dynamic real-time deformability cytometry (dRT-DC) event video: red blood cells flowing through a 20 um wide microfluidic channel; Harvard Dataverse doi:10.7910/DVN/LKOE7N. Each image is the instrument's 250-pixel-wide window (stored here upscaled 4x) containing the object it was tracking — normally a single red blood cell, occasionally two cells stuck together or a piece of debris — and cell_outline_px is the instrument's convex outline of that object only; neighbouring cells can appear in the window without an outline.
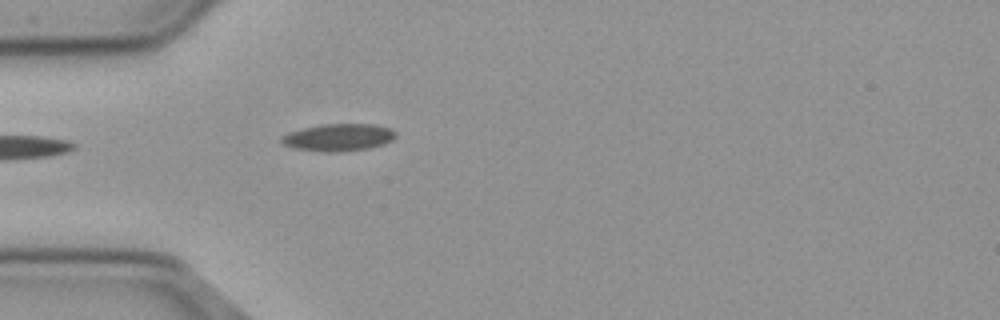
{"species": "common noctule bat (a hibernating species)", "species_latin": "Nyctalus noctula", "temperature_condition": "cold", "stored_images_in_passage": 5, "camera_frame_rate_fps": 3000, "um_per_image_px": 0.085, "animal": {"sex": "male", "body_mass_g": 23.1, "forearm_length_mm": 52.7}, "frame": {"image": 1, "passage_image": 1, "time_ms": 0.0, "image_size_px": [1000, 320], "cell_outline_px": [[396, 136], [392, 140], [384, 144], [368, 148], [332, 152], [328, 152], [296, 148], [284, 144], [280, 140], [280, 136], [288, 132], [304, 128], [324, 124], [376, 124], [392, 128], [396, 132]], "centroid_in_image_um": [28.81, 11.66], "position_along_channel_um": 56.2, "area_um2": 18.03}}